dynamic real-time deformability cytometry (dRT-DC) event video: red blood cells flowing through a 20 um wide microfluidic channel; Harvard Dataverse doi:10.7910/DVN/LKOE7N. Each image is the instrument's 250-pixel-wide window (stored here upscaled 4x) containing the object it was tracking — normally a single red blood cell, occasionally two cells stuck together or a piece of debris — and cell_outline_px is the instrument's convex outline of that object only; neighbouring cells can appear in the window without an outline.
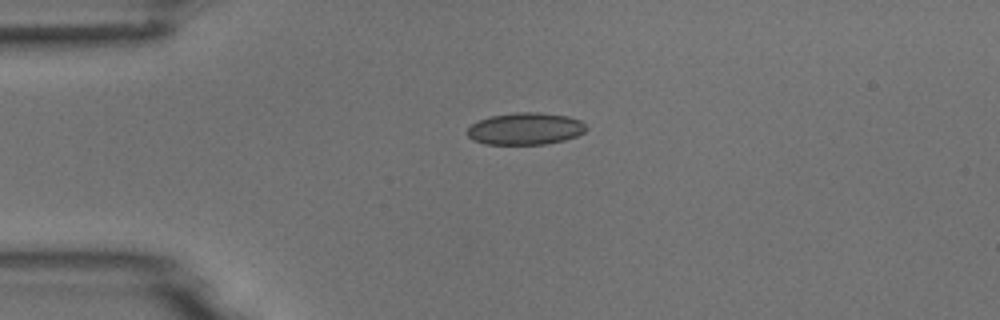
{"species": "common noctule bat (a hibernating species)", "species_latin": "Nyctalus noctula", "temperature_condition": "room temperature", "stored_images_in_passage": 2, "camera_frame_rate_fps": 3000, "um_per_image_px": 0.085, "animal": {"sex": "male", "body_mass_g": 18.8}, "frame": {"image": 1, "passage_image": 1, "time_ms": 0.0, "image_size_px": [1000, 320], "cell_outline_px": [[588, 128], [584, 132], [576, 136], [564, 140], [544, 144], [484, 144], [472, 140], [464, 132], [472, 124], [488, 116], [516, 112], [540, 112], [568, 116], [580, 120]], "centroid_in_image_um": [44.63, 10.94], "position_along_channel_um": 40.4, "area_um2": 22.37}}